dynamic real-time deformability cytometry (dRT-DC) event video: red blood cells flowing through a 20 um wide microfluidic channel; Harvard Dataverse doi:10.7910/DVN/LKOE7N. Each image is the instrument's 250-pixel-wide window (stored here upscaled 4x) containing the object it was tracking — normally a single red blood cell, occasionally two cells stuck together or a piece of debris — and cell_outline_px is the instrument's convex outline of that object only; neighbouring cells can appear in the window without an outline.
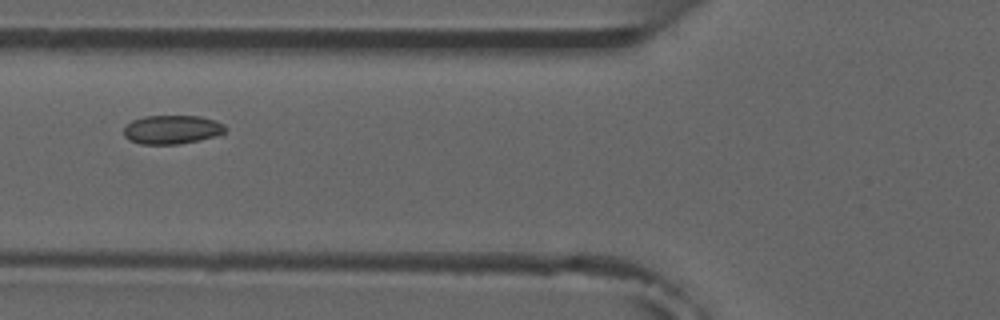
{"species": "common noctule bat (a hibernating species)", "species_latin": "Nyctalus noctula", "temperature_condition": "room temperature", "stored_images_in_passage": 5, "camera_frame_rate_fps": 3000, "um_per_image_px": 0.085, "animal": {"sex": "male", "forearm_length_mm": 52.5}, "frame": {"image": 1, "passage_image": 5, "time_ms": 4.667, "image_size_px": [1000, 320], "cell_outline_px": [[228, 128], [224, 132], [212, 136], [180, 144], [140, 144], [128, 140], [124, 136], [124, 128], [132, 120], [144, 116], [200, 116], [216, 120], [224, 124]], "centroid_in_image_um": [14.6, 11.0], "position_along_channel_um": 111.2, "area_um2": 16.99}}